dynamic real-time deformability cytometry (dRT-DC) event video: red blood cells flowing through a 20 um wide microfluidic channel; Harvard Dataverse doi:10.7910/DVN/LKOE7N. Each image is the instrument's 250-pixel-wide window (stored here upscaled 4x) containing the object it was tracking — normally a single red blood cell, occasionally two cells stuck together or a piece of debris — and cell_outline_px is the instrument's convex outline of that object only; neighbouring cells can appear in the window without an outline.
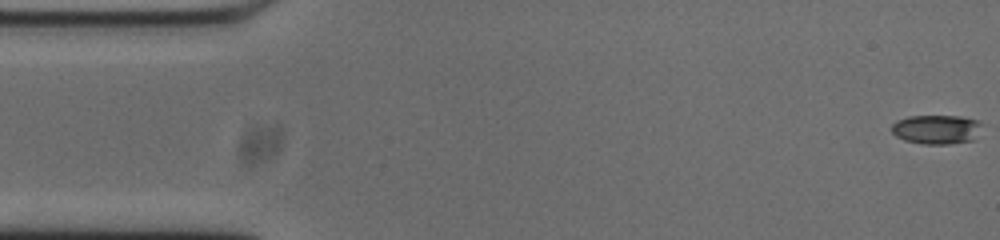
{"species": "common noctule bat (a hibernating species)", "species_latin": "Nyctalus noctula", "temperature_condition": "cold", "stored_images_in_passage": 54, "camera_frame_rate_fps": 3000, "um_per_image_px": 0.085, "animal": {"sex": "male", "body_mass_g": 20.0, "forearm_length_mm": 53.3}, "frame": {"image": 1, "passage_image": 1, "time_ms": 0.0, "image_size_px": [1000, 240], "cell_outline_px": [[980, 124], [976, 140], [948, 144], [920, 144], [904, 140], [896, 136], [892, 132], [892, 124], [896, 120], [908, 116], [960, 116], [980, 120]], "centroid_in_image_um": [79.6, 11.0], "position_along_channel_um": 5.4, "area_um2": 15.55}}
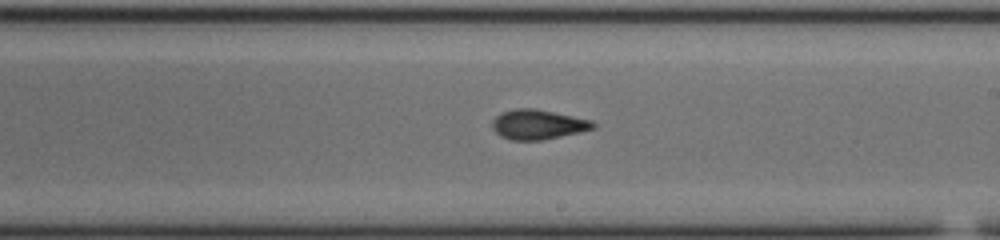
{"frame": {"image": 2, "passage_image": 30, "time_ms": 9.667, "image_size_px": [1000, 240], "cell_outline_px": [[596, 128], [580, 132], [544, 140], [508, 140], [500, 136], [492, 128], [492, 120], [500, 112], [516, 108], [532, 108], [592, 120], [596, 124]], "centroid_in_image_um": [45.7, 10.59], "position_along_channel_um": 243.3, "area_um2": 17.57}}
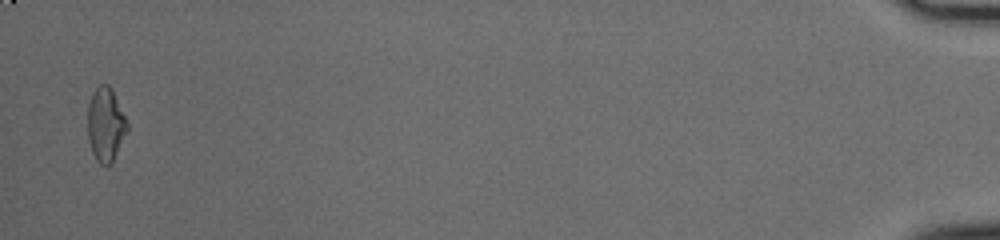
{"frame": {"image": 3, "passage_image": 53, "time_ms": 17.333, "image_size_px": [1000, 240], "cell_outline_px": [[128, 128], [112, 164], [100, 164], [96, 160], [92, 152], [88, 140], [88, 104], [92, 92], [100, 84], [108, 84], [112, 88], [128, 124]], "centroid_in_image_um": [8.97, 10.57], "position_along_channel_um": 426.2, "area_um2": 16.99}, "authors_computed_cell_mechanics": {"area_um2": 16.9643, "velocity_mm_per_s": 3.7377, "shape_relaxation_time_tau1_ms": 7.4848, "shape_relaxation_time_tau2_ms": 1.9117, "deformation_change_tau1": 0.188, "deformation_change_tau2": 0.0898}}